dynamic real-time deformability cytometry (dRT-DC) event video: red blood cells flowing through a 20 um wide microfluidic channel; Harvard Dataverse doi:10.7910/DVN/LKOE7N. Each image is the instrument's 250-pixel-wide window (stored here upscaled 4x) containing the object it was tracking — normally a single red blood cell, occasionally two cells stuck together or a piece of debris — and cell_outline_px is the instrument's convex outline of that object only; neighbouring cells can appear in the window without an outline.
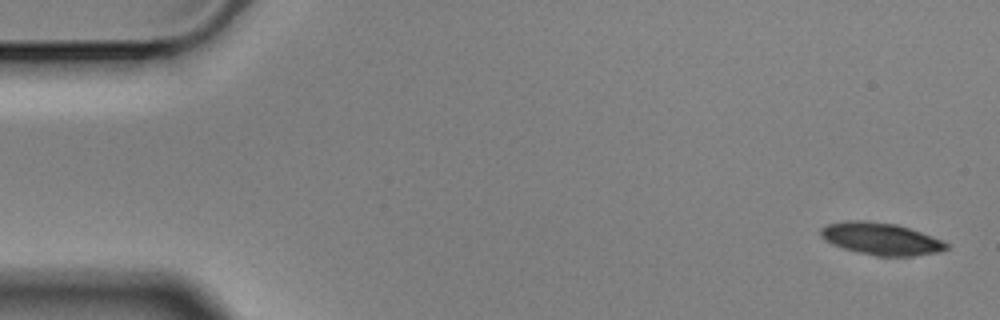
{"species": "Egyptian fruit bat (a non-hibernating species)", "species_latin": "Rousettus aegyptiacus", "temperature_condition": "cold", "stored_images_in_passage": 4, "camera_frame_rate_fps": 3000, "um_per_image_px": 0.085, "animal": {"sex": "male"}, "frame": {"image": 1, "passage_image": 1, "time_ms": 0.0, "image_size_px": [1000, 320], "cell_outline_px": [[948, 248], [940, 252], [912, 256], [876, 256], [856, 252], [832, 244], [824, 240], [820, 236], [820, 228], [828, 224], [844, 220], [868, 220], [896, 224], [932, 236], [948, 244]], "centroid_in_image_um": [74.84, 20.29], "position_along_channel_um": 10.2, "area_um2": 23.64}}
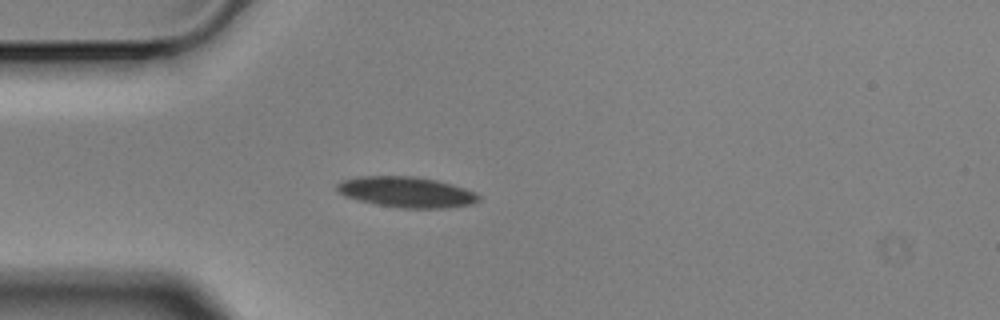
{"frame": {"image": 2, "passage_image": 4, "time_ms": 1.0, "image_size_px": [1000, 320], "cell_outline_px": [[480, 200], [472, 204], [448, 208], [400, 208], [376, 204], [356, 200], [344, 196], [336, 188], [336, 184], [344, 180], [360, 176], [416, 176], [436, 180], [452, 184], [476, 192], [480, 196]], "centroid_in_image_um": [34.57, 16.33], "position_along_channel_um": 50.4, "area_um2": 25.43}}